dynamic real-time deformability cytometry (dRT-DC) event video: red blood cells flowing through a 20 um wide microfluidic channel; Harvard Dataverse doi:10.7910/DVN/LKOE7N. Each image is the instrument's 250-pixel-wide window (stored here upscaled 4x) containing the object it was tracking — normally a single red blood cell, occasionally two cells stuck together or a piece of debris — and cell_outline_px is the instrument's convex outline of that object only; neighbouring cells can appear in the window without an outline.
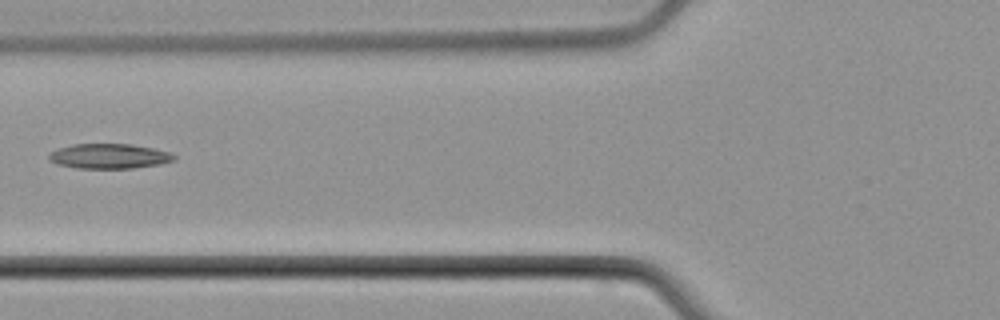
{"species": "common noctule bat (a hibernating species)", "species_latin": "Nyctalus noctula", "temperature_condition": "cold", "stored_images_in_passage": 6, "camera_frame_rate_fps": 3000, "um_per_image_px": 0.085, "animal": {"sex": "male", "body_mass_g": 21.5, "forearm_length_mm": 52.0}, "frame": {"image": 1, "passage_image": 6, "time_ms": 7.0, "image_size_px": [1000, 320], "cell_outline_px": [[176, 160], [160, 164], [132, 168], [76, 168], [56, 164], [48, 160], [48, 156], [52, 152], [60, 148], [72, 144], [132, 144], [172, 152], [176, 156]], "centroid_in_image_um": [9.31, 13.27], "position_along_channel_um": 116.5, "area_um2": 18.21}}